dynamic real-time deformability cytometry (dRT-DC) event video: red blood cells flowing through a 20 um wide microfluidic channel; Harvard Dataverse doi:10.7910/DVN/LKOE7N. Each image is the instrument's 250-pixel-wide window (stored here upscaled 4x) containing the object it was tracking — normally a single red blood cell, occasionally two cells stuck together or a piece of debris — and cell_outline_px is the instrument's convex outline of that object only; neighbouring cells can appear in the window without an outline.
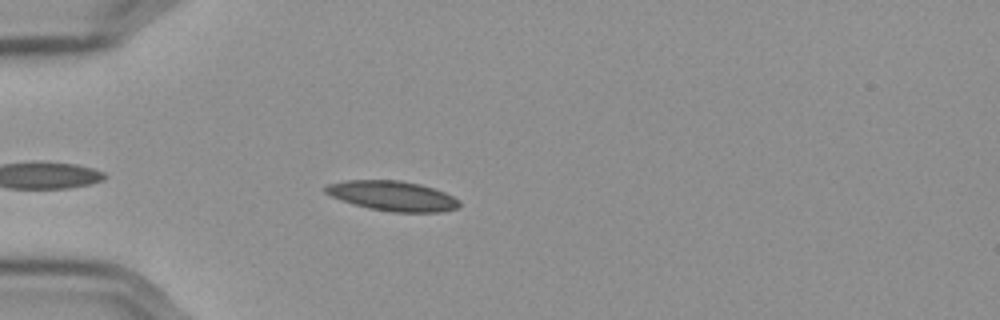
{"species": "Egyptian fruit bat (a non-hibernating species)", "species_latin": "Rousettus aegyptiacus", "temperature_condition": "cold", "stored_images_in_passage": 25, "camera_frame_rate_fps": 3000, "um_per_image_px": 0.085, "frame": {"image": 1, "passage_image": 6, "time_ms": 1.667, "image_size_px": [1000, 320], "cell_outline_px": [[460, 204], [456, 208], [440, 212], [392, 212], [368, 208], [352, 204], [332, 196], [324, 192], [324, 188], [328, 184], [344, 180], [400, 180], [420, 184], [444, 192], [460, 200]], "centroid_in_image_um": [33.35, 16.65], "position_along_channel_um": 51.7, "area_um2": 23.29}}
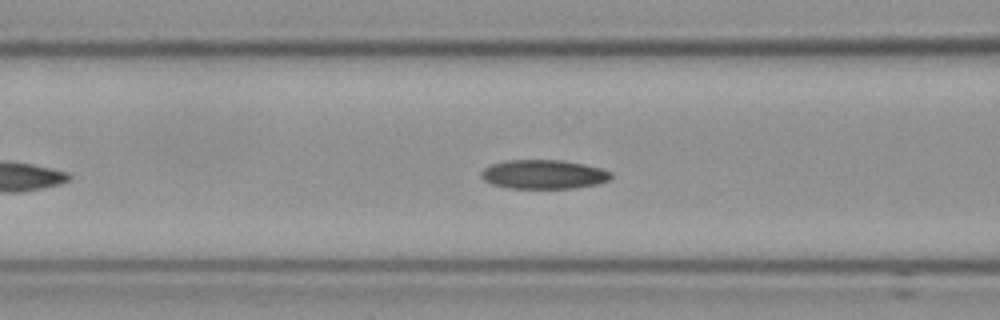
{"frame": {"image": 2, "passage_image": 13, "time_ms": 4.0, "image_size_px": [1000, 320], "cell_outline_px": [[612, 176], [608, 180], [596, 184], [572, 188], [508, 188], [492, 184], [484, 180], [480, 176], [480, 172], [484, 168], [492, 164], [504, 160], [564, 160], [584, 164], [600, 168], [612, 172]], "centroid_in_image_um": [46.18, 14.81], "position_along_channel_um": 120.4, "area_um2": 22.02}}
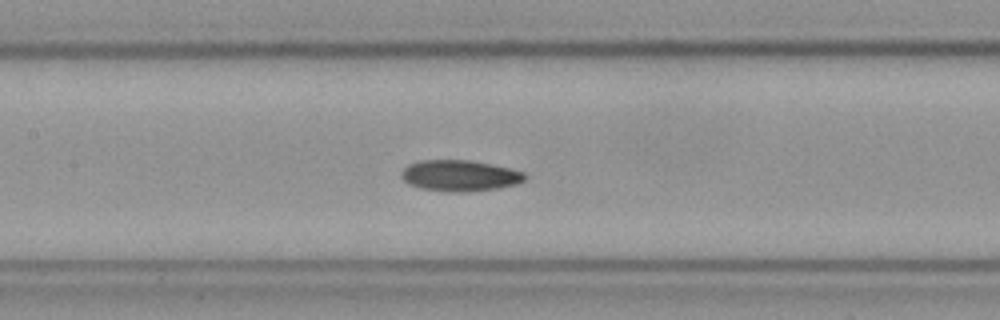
{"frame": {"image": 3, "passage_image": 17, "time_ms": 5.333, "image_size_px": [1000, 320], "cell_outline_px": [[528, 176], [524, 180], [516, 184], [496, 188], [456, 192], [420, 188], [408, 184], [400, 176], [400, 172], [408, 164], [420, 160], [468, 160], [508, 168], [524, 172]], "centroid_in_image_um": [39.04, 14.92], "position_along_channel_um": 168.4, "area_um2": 22.08}}